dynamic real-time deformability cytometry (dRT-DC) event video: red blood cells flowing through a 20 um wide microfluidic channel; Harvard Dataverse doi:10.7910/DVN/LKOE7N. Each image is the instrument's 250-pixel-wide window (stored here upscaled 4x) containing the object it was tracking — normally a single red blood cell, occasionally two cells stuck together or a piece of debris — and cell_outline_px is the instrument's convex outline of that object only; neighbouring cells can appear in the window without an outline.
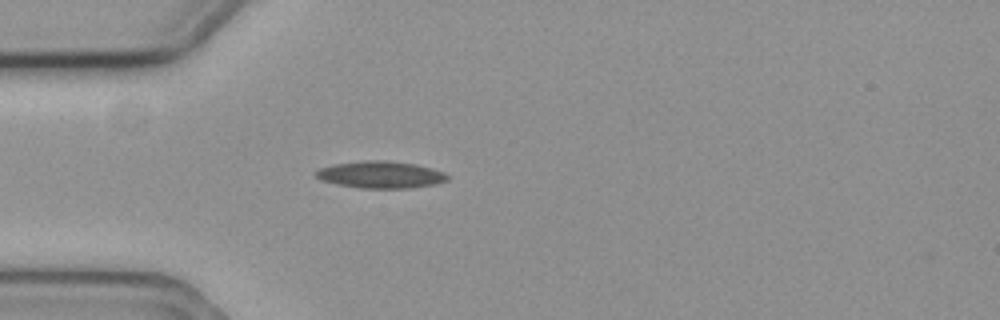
{"species": "common noctule bat (a hibernating species)", "species_latin": "Nyctalus noctula", "temperature_condition": "cold", "stored_images_in_passage": 4, "camera_frame_rate_fps": 3000, "um_per_image_px": 0.085, "animal": {"sex": "female", "body_mass_g": 19.3, "forearm_length_mm": 54.1}, "frame": {"image": 1, "passage_image": 4, "time_ms": 1.0, "image_size_px": [1000, 320], "cell_outline_px": [[452, 176], [448, 180], [436, 184], [408, 188], [360, 188], [336, 184], [320, 180], [316, 176], [316, 172], [320, 168], [336, 164], [368, 160], [384, 160], [416, 164], [432, 168], [444, 172]], "centroid_in_image_um": [32.41, 14.85], "position_along_channel_um": 52.6, "area_um2": 20.69}}